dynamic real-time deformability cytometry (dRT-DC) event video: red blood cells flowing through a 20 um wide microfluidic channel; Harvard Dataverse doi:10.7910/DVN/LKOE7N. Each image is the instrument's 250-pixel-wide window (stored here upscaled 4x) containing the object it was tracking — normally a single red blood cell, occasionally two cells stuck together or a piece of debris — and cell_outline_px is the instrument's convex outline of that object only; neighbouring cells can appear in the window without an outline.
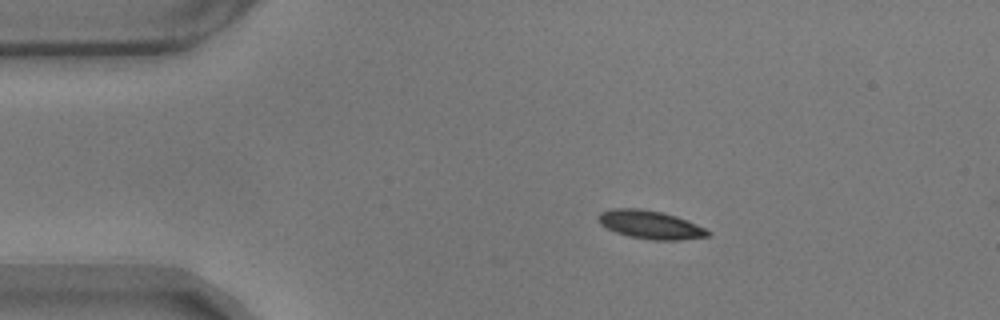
{"species": "common noctule bat (a hibernating species)", "species_latin": "Nyctalus noctula", "temperature_condition": "warm", "stored_images_in_passage": 38, "camera_frame_rate_fps": 3000, "um_per_image_px": 0.085, "animal": {"sex": "male", "body_mass_g": 17.9}, "frame": {"image": 1, "passage_image": 1, "time_ms": 0.0, "image_size_px": [1000, 320], "cell_outline_px": [[712, 232], [708, 236], [680, 240], [656, 240], [632, 236], [616, 232], [600, 224], [596, 220], [596, 216], [600, 212], [612, 208], [640, 208], [660, 212], [676, 216], [696, 224]], "centroid_in_image_um": [55.24, 19.08], "position_along_channel_um": 29.8, "area_um2": 17.92}}
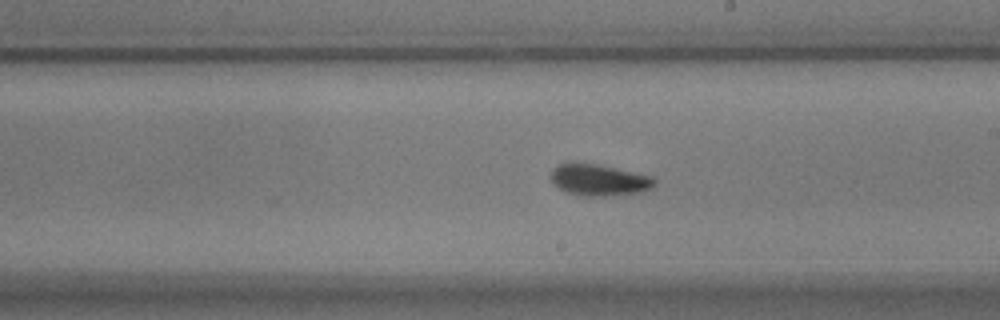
{"frame": {"image": 2, "passage_image": 23, "time_ms": 7.333, "image_size_px": [1000, 320], "cell_outline_px": [[656, 184], [652, 188], [640, 192], [604, 196], [580, 196], [564, 192], [552, 180], [552, 168], [560, 164], [572, 160], [600, 164], [652, 176], [656, 180]], "centroid_in_image_um": [50.91, 15.27], "position_along_channel_um": 238.1, "area_um2": 19.42}}
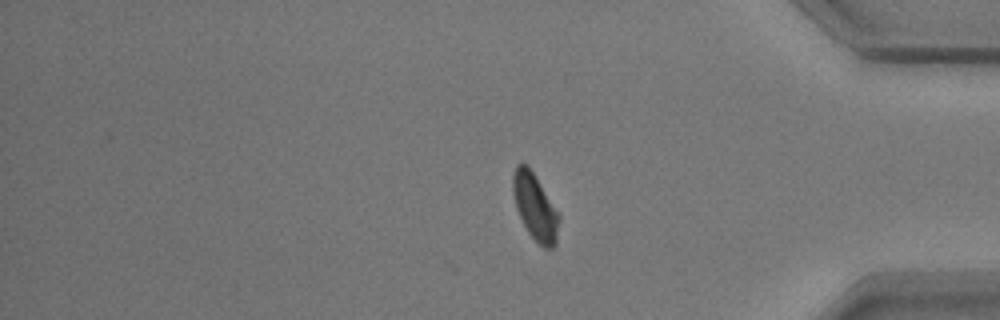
{"frame": {"image": 3, "passage_image": 38, "time_ms": 12.333, "image_size_px": [1000, 320], "cell_outline_px": [[560, 220], [556, 244], [552, 248], [544, 248], [528, 232], [516, 208], [512, 192], [512, 176], [516, 164], [528, 164], [560, 216]], "centroid_in_image_um": [45.47, 17.57], "position_along_channel_um": 389.7, "area_um2": 17.69}, "authors_computed_cell_mechanics": {"area_um2": 18.0336, "velocity_mm_per_s": 3.4941, "shape_relaxation_time_tau1_ms": 2.5405, "shape_relaxation_time_tau2_ms": 3.945, "deformation_change_tau1": 0.113, "deformation_change_tau2": 0.0612}}